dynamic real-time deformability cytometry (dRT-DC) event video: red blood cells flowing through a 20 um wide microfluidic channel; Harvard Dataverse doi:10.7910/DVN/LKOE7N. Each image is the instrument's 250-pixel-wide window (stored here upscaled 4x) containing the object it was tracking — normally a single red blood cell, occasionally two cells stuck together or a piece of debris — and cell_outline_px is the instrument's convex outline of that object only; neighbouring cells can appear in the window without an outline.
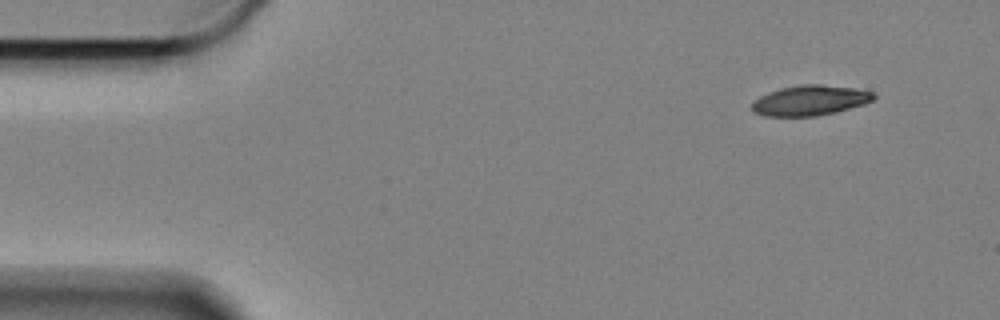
{"species": "Egyptian fruit bat (a non-hibernating species)", "species_latin": "Rousettus aegyptiacus", "temperature_condition": "cold", "stored_images_in_passage": 55, "camera_frame_rate_fps": 3000, "um_per_image_px": 0.085, "animal": {"sex": "female"}, "frame": {"image": 1, "passage_image": 1, "time_ms": 0.0, "image_size_px": [1000, 320], "cell_outline_px": [[876, 96], [872, 100], [864, 104], [836, 112], [816, 116], [764, 116], [756, 112], [752, 108], [752, 104], [760, 96], [768, 92], [780, 88], [800, 84], [820, 84], [856, 88], [876, 92]], "centroid_in_image_um": [68.9, 8.52], "position_along_channel_um": 16.1, "area_um2": 21.44}}
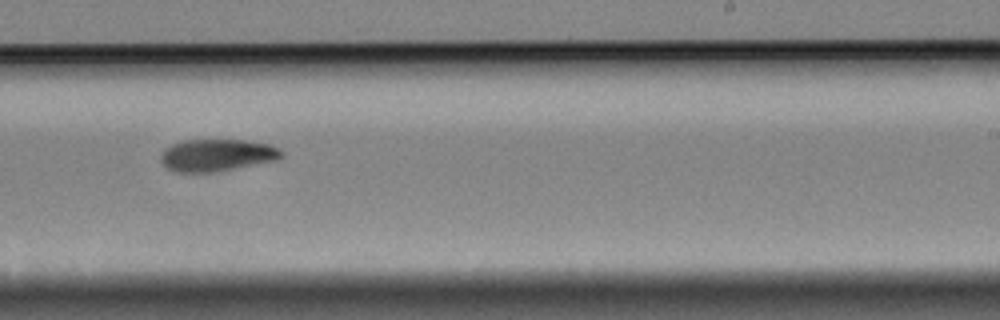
{"frame": {"image": 2, "passage_image": 32, "time_ms": 10.333, "image_size_px": [1000, 320], "cell_outline_px": [[284, 156], [272, 160], [212, 172], [172, 172], [160, 160], [160, 156], [164, 148], [180, 140], [244, 140], [272, 144], [280, 148], [284, 152]], "centroid_in_image_um": [18.4, 13.16], "position_along_channel_um": 270.6, "area_um2": 22.48}}
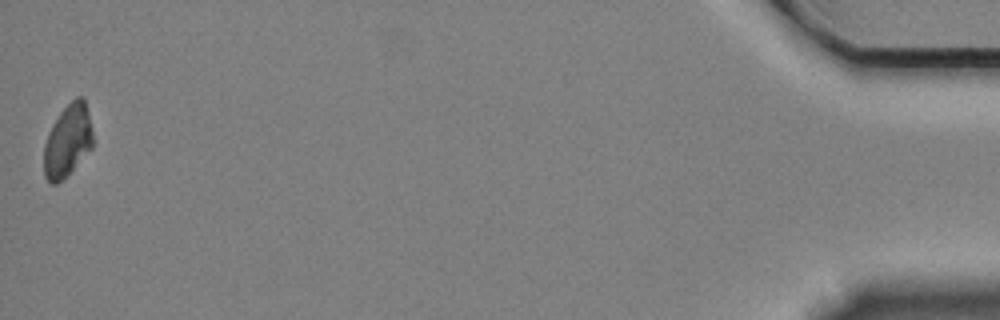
{"frame": {"image": 3, "passage_image": 55, "time_ms": 18.0, "image_size_px": [1000, 320], "cell_outline_px": [[92, 148], [56, 184], [52, 184], [44, 176], [44, 144], [48, 132], [52, 124], [60, 112], [76, 96], [84, 96], [92, 128]], "centroid_in_image_um": [5.74, 11.91], "position_along_channel_um": 429.5, "area_um2": 20.35}, "authors_computed_cell_mechanics": {"area_um2": 22.3108, "velocity_mm_per_s": 3.3226, "shape_relaxation_time_tau1_ms": 6.1086, "shape_relaxation_time_tau2_ms": null, "deformation_change_tau1": 0.1309, "deformation_change_tau2": null}}